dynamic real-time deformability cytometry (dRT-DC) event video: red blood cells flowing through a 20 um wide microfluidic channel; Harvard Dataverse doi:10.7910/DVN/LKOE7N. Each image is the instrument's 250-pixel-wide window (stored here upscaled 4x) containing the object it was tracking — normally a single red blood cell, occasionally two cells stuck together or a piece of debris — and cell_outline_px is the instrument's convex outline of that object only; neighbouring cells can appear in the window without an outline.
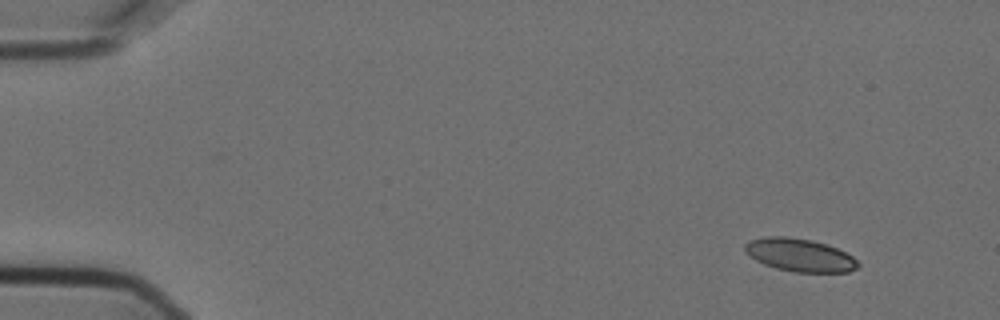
{"species": "Egyptian fruit bat (a non-hibernating species)", "species_latin": "Rousettus aegyptiacus", "temperature_condition": "cold", "stored_images_in_passage": 5, "camera_frame_rate_fps": 3000, "um_per_image_px": 0.085, "animal": {"sex": "female"}, "frame": {"image": 1, "passage_image": 1, "time_ms": 0.0, "image_size_px": [1000, 320], "cell_outline_px": [[860, 264], [856, 268], [848, 272], [796, 272], [776, 268], [764, 264], [756, 260], [744, 252], [744, 244], [748, 240], [764, 236], [784, 236], [812, 240], [836, 248], [852, 256]], "centroid_in_image_um": [67.92, 21.67], "position_along_channel_um": 17.1, "area_um2": 21.68}}